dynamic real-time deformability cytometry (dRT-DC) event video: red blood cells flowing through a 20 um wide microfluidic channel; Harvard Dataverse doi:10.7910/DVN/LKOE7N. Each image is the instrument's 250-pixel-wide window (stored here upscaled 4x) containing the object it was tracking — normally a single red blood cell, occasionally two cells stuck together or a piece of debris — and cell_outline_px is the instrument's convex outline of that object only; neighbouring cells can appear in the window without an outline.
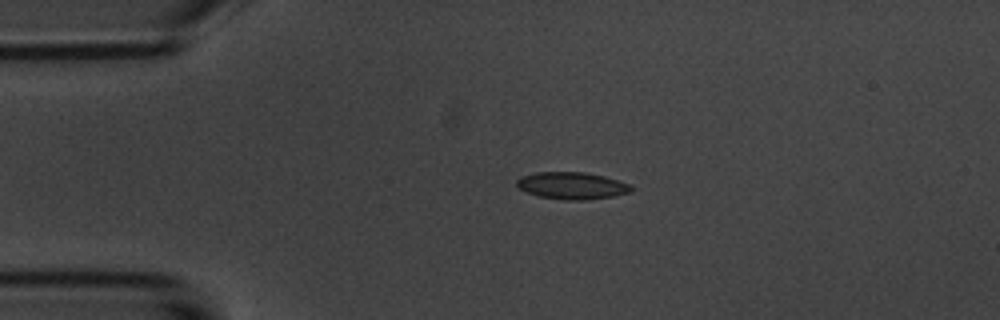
{"species": "common noctule bat (a hibernating species)", "species_latin": "Nyctalus noctula", "temperature_condition": "room temperature", "stored_images_in_passage": 41, "camera_frame_rate_fps": 3000, "um_per_image_px": 0.085, "animal": {"sex": "male", "body_mass_g": 20.1, "forearm_length_mm": 53.5}, "frame": {"image": 1, "passage_image": 1, "time_ms": 0.0, "image_size_px": [1000, 320], "cell_outline_px": [[632, 192], [612, 196], [584, 200], [564, 200], [540, 196], [528, 192], [520, 188], [516, 184], [516, 180], [524, 176], [536, 172], [584, 172], [604, 176], [628, 184], [632, 188]], "centroid_in_image_um": [48.62, 15.78], "position_along_channel_um": 36.4, "area_um2": 17.74}}
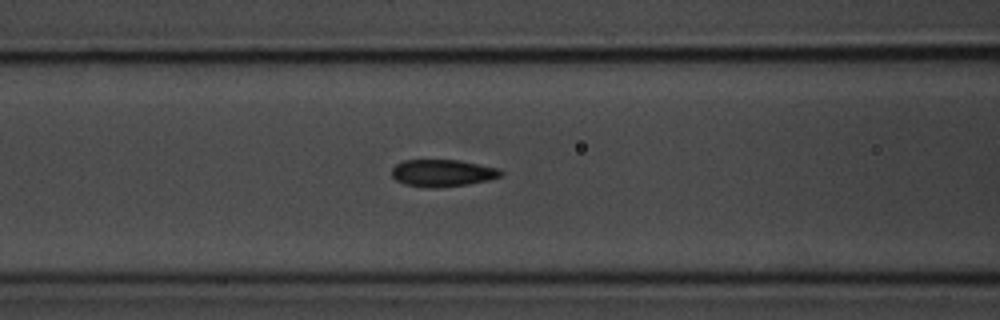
{"frame": {"image": 2, "passage_image": 11, "time_ms": 3.333, "image_size_px": [1000, 320], "cell_outline_px": [[504, 172], [500, 176], [488, 180], [468, 184], [436, 188], [428, 188], [404, 184], [396, 180], [392, 176], [392, 168], [396, 164], [404, 160], [460, 160], [500, 168]], "centroid_in_image_um": [37.62, 14.7], "position_along_channel_um": 129.0, "area_um2": 17.34}}
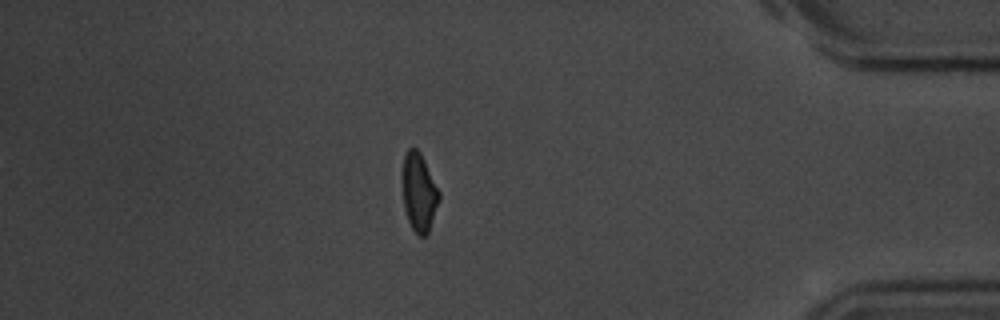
{"frame": {"image": 3, "passage_image": 36, "time_ms": 11.667, "image_size_px": [1000, 320], "cell_outline_px": [[440, 200], [428, 232], [424, 236], [420, 236], [412, 228], [408, 220], [404, 208], [400, 176], [404, 156], [408, 148], [416, 148], [420, 152], [440, 192]], "centroid_in_image_um": [35.58, 16.31], "position_along_channel_um": 399.6, "area_um2": 16.99}, "authors_computed_cell_mechanics": {"area_um2": 17.2244, "velocity_mm_per_s": 3.7076, "shape_relaxation_time_tau1_ms": 3.2977, "shape_relaxation_time_tau2_ms": 1.7519, "deformation_change_tau1": 0.1274, "deformation_change_tau2": 0.0608}}